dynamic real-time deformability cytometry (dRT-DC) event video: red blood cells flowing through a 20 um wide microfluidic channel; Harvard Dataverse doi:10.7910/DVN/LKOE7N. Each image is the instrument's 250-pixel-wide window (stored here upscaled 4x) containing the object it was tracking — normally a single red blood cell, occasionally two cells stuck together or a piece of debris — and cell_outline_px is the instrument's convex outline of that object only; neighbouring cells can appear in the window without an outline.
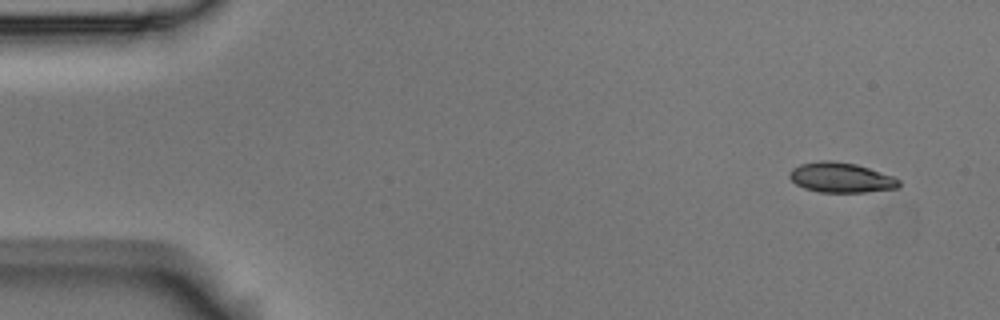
{"species": "Egyptian fruit bat (a non-hibernating species)", "species_latin": "Rousettus aegyptiacus", "temperature_condition": "room temperature", "stored_images_in_passage": 5, "camera_frame_rate_fps": 3000, "um_per_image_px": 0.085, "animal": {"sex": "male"}, "frame": {"image": 1, "passage_image": 1, "time_ms": 0.0, "image_size_px": [1000, 320], "cell_outline_px": [[900, 184], [896, 188], [864, 192], [820, 192], [804, 188], [796, 184], [788, 176], [792, 168], [800, 164], [820, 160], [828, 160], [856, 164], [892, 176], [900, 180]], "centroid_in_image_um": [71.45, 15.09], "position_along_channel_um": 13.6, "area_um2": 18.96}}
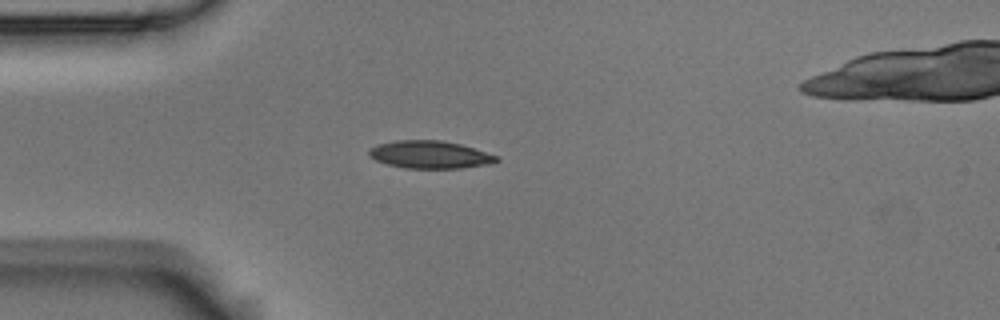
{"frame": {"image": 2, "passage_image": 4, "time_ms": 1.0, "image_size_px": [1000, 320], "cell_outline_px": [[500, 160], [488, 164], [460, 168], [404, 168], [388, 164], [376, 160], [368, 152], [376, 144], [396, 140], [444, 140], [460, 144], [500, 156]], "centroid_in_image_um": [36.58, 13.13], "position_along_channel_um": 48.4, "area_um2": 20.46}}